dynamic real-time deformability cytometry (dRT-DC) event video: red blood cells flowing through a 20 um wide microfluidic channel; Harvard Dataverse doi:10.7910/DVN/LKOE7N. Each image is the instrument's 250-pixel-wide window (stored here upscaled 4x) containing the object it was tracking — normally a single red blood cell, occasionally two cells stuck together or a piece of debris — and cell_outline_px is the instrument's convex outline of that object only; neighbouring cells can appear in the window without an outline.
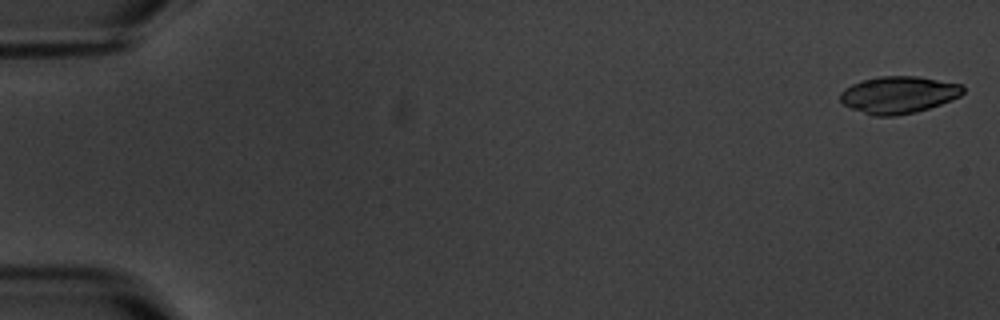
{"species": "common noctule bat (a hibernating species)", "species_latin": "Nyctalus noctula", "temperature_condition": "warm", "stored_images_in_passage": 6, "camera_frame_rate_fps": 3000, "um_per_image_px": 0.085, "animal": {"sex": "male", "body_mass_g": 20.1, "forearm_length_mm": 53.5}, "frame": {"image": 1, "passage_image": 1, "time_ms": 0.0, "image_size_px": [1000, 320], "cell_outline_px": [[964, 92], [960, 96], [940, 104], [916, 112], [896, 116], [872, 116], [852, 108], [844, 104], [840, 100], [840, 92], [844, 88], [852, 84], [876, 76], [916, 76], [964, 84]], "centroid_in_image_um": [76.38, 8.05], "position_along_channel_um": 8.6, "area_um2": 26.59}}
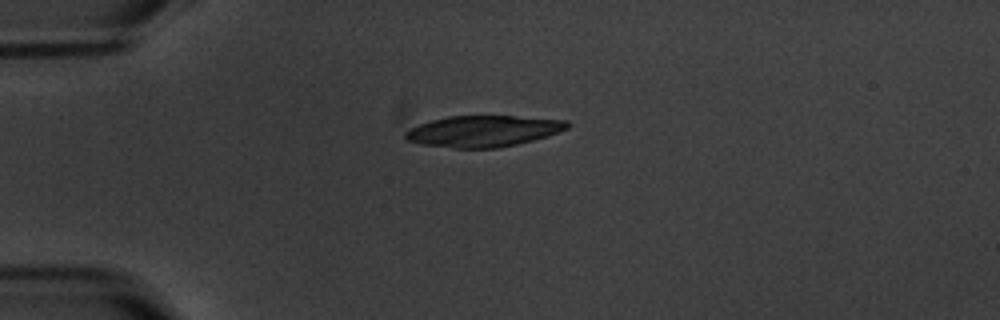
{"frame": {"image": 2, "passage_image": 5, "time_ms": 4.667, "image_size_px": [1000, 320], "cell_outline_px": [[568, 128], [548, 136], [516, 144], [496, 148], [456, 148], [420, 144], [408, 140], [404, 136], [404, 132], [420, 124], [432, 120], [448, 116], [512, 116], [568, 120]], "centroid_in_image_um": [41.08, 11.14], "position_along_channel_um": 43.9, "area_um2": 29.19}}